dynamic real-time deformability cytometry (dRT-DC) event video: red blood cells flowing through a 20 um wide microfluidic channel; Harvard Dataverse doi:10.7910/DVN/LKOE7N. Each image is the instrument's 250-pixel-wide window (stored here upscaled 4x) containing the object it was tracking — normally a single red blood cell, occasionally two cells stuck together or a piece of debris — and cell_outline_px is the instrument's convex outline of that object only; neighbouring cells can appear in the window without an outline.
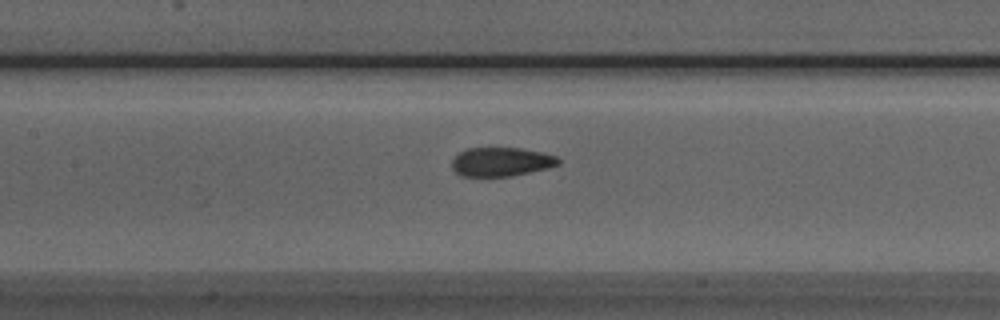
{"species": "Egyptian fruit bat (a non-hibernating species)", "species_latin": "Rousettus aegyptiacus", "temperature_condition": "room temperature", "stored_images_in_passage": 33, "camera_frame_rate_fps": 3000, "um_per_image_px": 0.085, "animal": {"sex": "male"}, "frame": {"image": 1, "passage_image": 10, "time_ms": 3.0, "image_size_px": [1000, 320], "cell_outline_px": [[560, 164], [548, 168], [512, 176], [460, 176], [452, 168], [452, 160], [460, 152], [468, 148], [520, 148], [544, 152], [556, 156], [560, 160]], "centroid_in_image_um": [42.62, 13.75], "position_along_channel_um": 164.8, "area_um2": 17.98}}
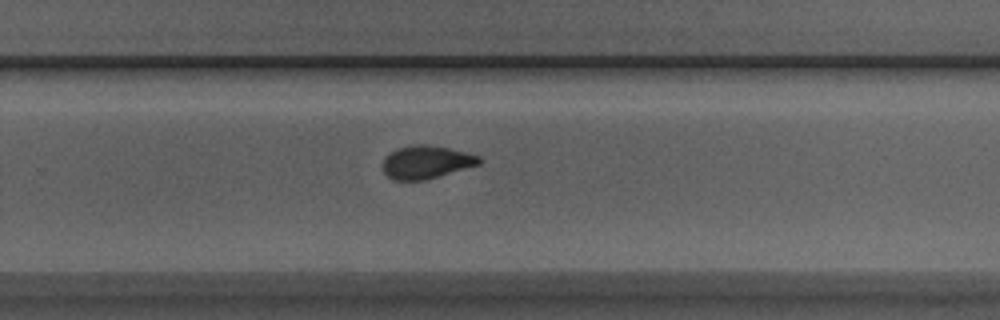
{"frame": {"image": 2, "passage_image": 20, "time_ms": 6.333, "image_size_px": [1000, 320], "cell_outline_px": [[484, 160], [480, 164], [424, 180], [392, 180], [384, 172], [384, 156], [396, 148], [412, 144], [424, 144], [448, 148], [480, 156]], "centroid_in_image_um": [36.22, 13.77], "position_along_channel_um": 293.6, "area_um2": 18.5}}
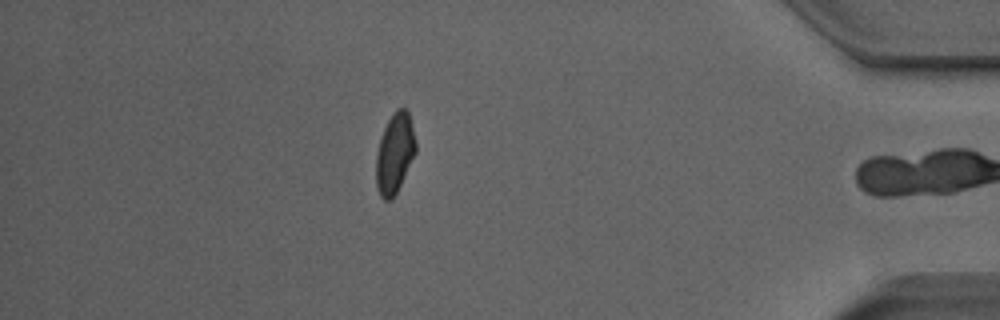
{"frame": {"image": 3, "passage_image": 32, "time_ms": 10.333, "image_size_px": [1000, 320], "cell_outline_px": [[416, 152], [396, 192], [388, 200], [384, 200], [380, 196], [376, 184], [376, 156], [380, 140], [384, 128], [392, 112], [396, 108], [408, 108], [416, 140]], "centroid_in_image_um": [33.56, 12.96], "position_along_channel_um": 401.6, "area_um2": 18.38}, "authors_computed_cell_mechanics": {"area_um2": 18.8428, "velocity_mm_per_s": 3.8768, "shape_relaxation_time_tau1_ms": 4.8037, "shape_relaxation_time_tau2_ms": 1.3281, "deformation_change_tau1": 0.1413, "deformation_change_tau2": 0.0593}}